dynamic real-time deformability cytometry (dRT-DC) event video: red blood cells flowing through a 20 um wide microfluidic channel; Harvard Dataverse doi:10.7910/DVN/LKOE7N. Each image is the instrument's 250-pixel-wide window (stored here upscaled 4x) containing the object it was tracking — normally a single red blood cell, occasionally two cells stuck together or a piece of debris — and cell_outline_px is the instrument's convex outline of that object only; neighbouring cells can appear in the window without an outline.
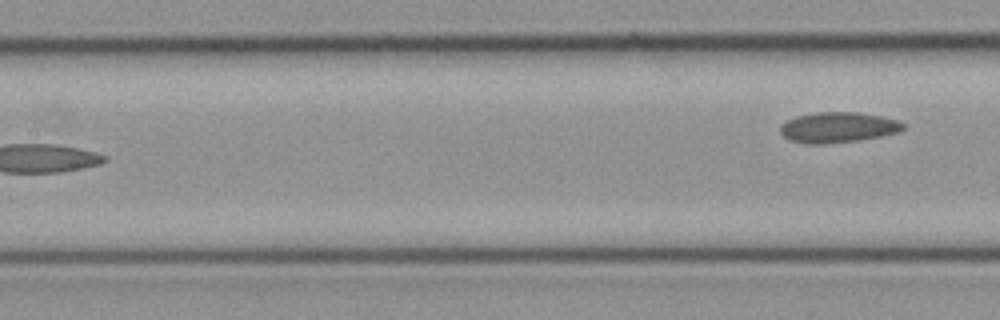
{"species": "common noctule bat (a hibernating species)", "species_latin": "Nyctalus noctula", "temperature_condition": "cold", "stored_images_in_passage": 13, "segment_of_instrument_passage": [2, 2], "camera_frame_rate_fps": 3000, "um_per_image_px": 0.085, "animal": {"sex": "female", "body_mass_g": 21.9}, "frame": {"image": 1, "passage_image": 13, "time_ms": 4.0, "image_size_px": [1000, 320], "cell_outline_px": [[904, 128], [900, 132], [860, 140], [824, 144], [808, 144], [788, 140], [780, 132], [780, 124], [796, 116], [816, 112], [856, 112], [880, 116], [896, 120], [904, 124]], "centroid_in_image_um": [71.2, 10.83], "position_along_channel_um": 136.2, "area_um2": 21.85}}